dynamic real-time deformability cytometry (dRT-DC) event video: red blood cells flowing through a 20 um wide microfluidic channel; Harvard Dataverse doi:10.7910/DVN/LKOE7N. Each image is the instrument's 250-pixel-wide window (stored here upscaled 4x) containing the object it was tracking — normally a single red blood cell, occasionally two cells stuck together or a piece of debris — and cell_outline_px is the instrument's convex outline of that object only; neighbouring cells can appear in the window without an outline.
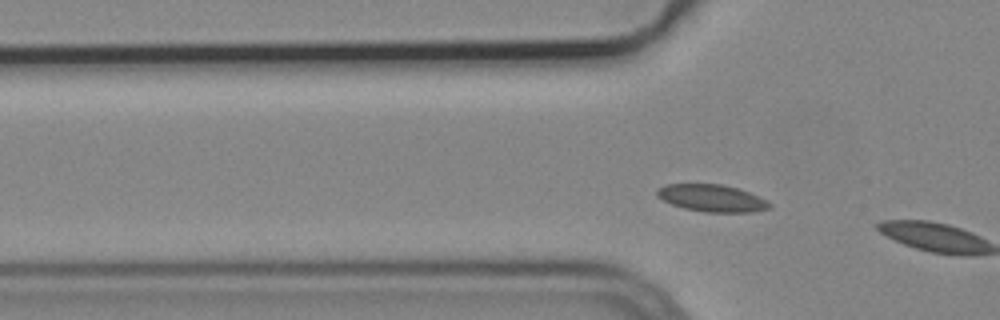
{"species": "common noctule bat (a hibernating species)", "species_latin": "Nyctalus noctula", "temperature_condition": "cold", "stored_images_in_passage": 3, "segment_of_instrument_passage": [2, 2], "camera_frame_rate_fps": 3000, "um_per_image_px": 0.085, "animal": {"sex": "male", "body_mass_g": 19.2, "forearm_length_mm": 51.8}, "frame": {"image": 1, "passage_image": 3, "time_ms": 0.667, "image_size_px": [1000, 320], "cell_outline_px": [[772, 208], [752, 212], [704, 212], [684, 208], [672, 204], [656, 196], [656, 188], [664, 184], [720, 184], [736, 188], [760, 196], [768, 200], [772, 204]], "centroid_in_image_um": [60.52, 16.84], "position_along_channel_um": 65.3, "area_um2": 17.92}}